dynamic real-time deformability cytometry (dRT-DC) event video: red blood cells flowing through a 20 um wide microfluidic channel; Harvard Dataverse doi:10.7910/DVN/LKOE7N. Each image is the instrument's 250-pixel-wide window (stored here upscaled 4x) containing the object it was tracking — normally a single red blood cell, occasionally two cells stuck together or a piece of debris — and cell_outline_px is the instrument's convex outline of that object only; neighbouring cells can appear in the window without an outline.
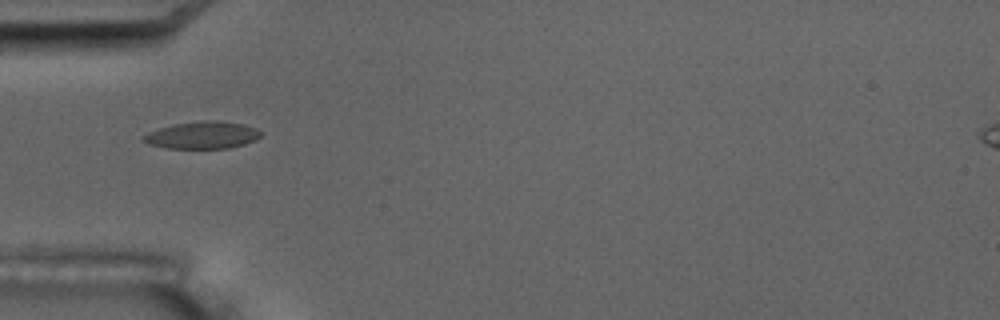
{"species": "common noctule bat (a hibernating species)", "species_latin": "Nyctalus noctula", "temperature_condition": "room temperature", "stored_images_in_passage": 4, "camera_frame_rate_fps": 3000, "um_per_image_px": 0.085, "animal": {"sex": "male", "body_mass_g": 17.5, "forearm_length_mm": 52.3}, "frame": {"image": 1, "passage_image": 4, "time_ms": 6.0, "image_size_px": [1000, 320], "cell_outline_px": [[260, 136], [256, 140], [244, 144], [228, 148], [164, 148], [148, 144], [140, 140], [140, 136], [156, 128], [172, 124], [204, 120], [216, 120], [244, 124], [256, 128], [260, 132]], "centroid_in_image_um": [17.13, 11.48], "position_along_channel_um": 67.9, "area_um2": 18.9}}